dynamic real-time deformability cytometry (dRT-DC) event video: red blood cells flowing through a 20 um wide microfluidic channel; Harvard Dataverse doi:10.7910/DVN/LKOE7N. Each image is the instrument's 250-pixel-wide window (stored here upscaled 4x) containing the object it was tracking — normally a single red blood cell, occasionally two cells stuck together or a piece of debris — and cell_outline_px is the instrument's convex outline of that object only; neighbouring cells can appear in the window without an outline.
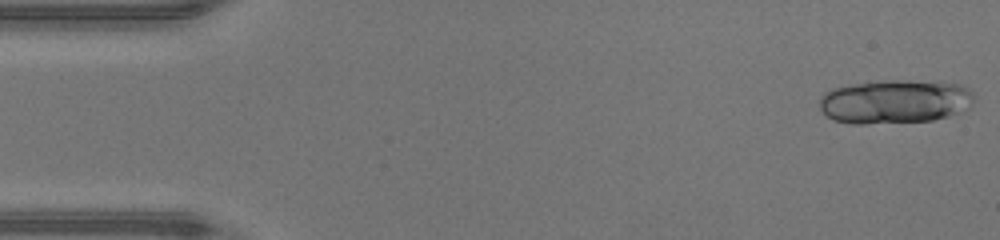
{"species": "human", "species_latin": "Homo sapiens", "temperature_condition": "warm", "stored_images_in_passage": 46, "camera_frame_rate_fps": 3000, "um_per_image_px": 0.085, "donor": {"sex": "male"}, "frame": {"image": 1, "passage_image": 1, "time_ms": 0.0, "image_size_px": [1000, 240], "cell_outline_px": [[976, 100], [968, 108], [948, 116], [932, 120], [864, 124], [852, 124], [836, 120], [828, 116], [820, 108], [820, 96], [824, 92], [832, 88], [852, 84], [884, 80], [940, 80], [960, 84], [968, 88], [972, 92]], "centroid_in_image_um": [76.11, 8.6], "position_along_channel_um": 8.9, "area_um2": 40.06}}
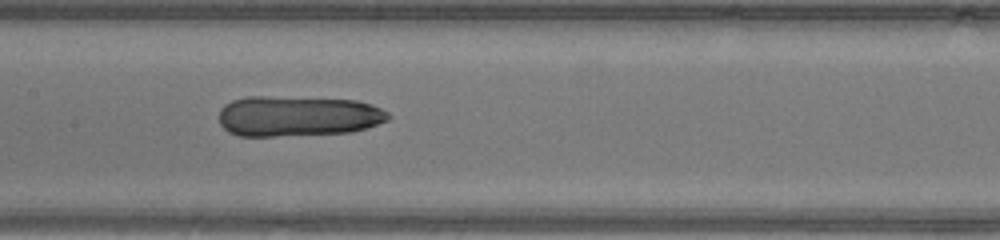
{"frame": {"image": 2, "passage_image": 22, "time_ms": 7.0, "image_size_px": [1000, 240], "cell_outline_px": [[388, 120], [368, 128], [352, 132], [276, 136], [240, 136], [228, 132], [220, 124], [220, 108], [224, 104], [232, 100], [248, 96], [264, 96], [356, 100], [372, 104], [388, 112]], "centroid_in_image_um": [25.3, 9.87], "position_along_channel_um": 182.1, "area_um2": 40.11}}
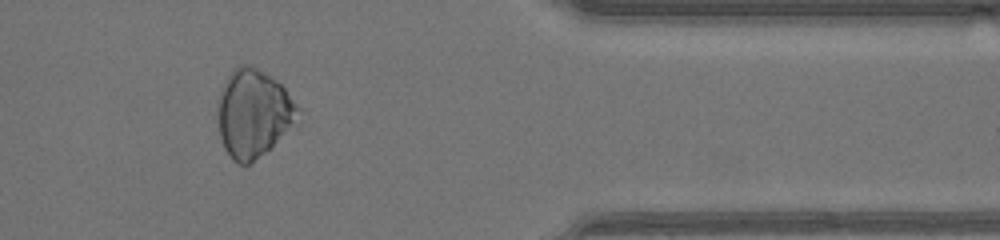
{"frame": {"image": 3, "passage_image": 38, "time_ms": 12.333, "image_size_px": [1000, 240], "cell_outline_px": [[300, 124], [264, 152], [248, 164], [240, 164], [232, 160], [224, 148], [220, 136], [220, 96], [224, 84], [228, 76], [240, 64], [248, 64], [264, 72], [276, 80], [284, 88], [300, 108]], "centroid_in_image_um": [21.63, 9.65], "position_along_channel_um": 389.8, "area_um2": 40.69}}